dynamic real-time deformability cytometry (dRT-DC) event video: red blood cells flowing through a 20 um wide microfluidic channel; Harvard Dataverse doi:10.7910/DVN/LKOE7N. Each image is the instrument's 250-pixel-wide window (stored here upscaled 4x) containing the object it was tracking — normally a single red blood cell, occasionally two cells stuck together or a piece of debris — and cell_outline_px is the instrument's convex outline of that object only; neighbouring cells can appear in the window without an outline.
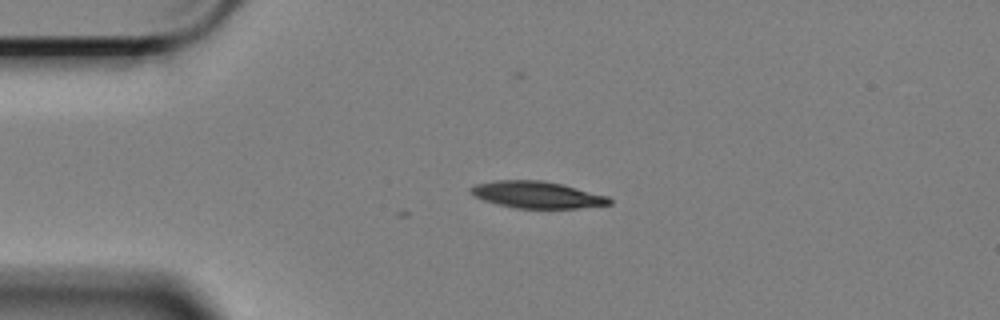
{"species": "Egyptian fruit bat (a non-hibernating species)", "species_latin": "Rousettus aegyptiacus", "temperature_condition": "cold", "stored_images_in_passage": 3, "camera_frame_rate_fps": 3000, "um_per_image_px": 0.085, "animal": {"sex": "female"}, "frame": {"image": 1, "passage_image": 1, "time_ms": 0.0, "image_size_px": [1000, 320], "cell_outline_px": [[612, 204], [580, 208], [516, 208], [496, 204], [472, 196], [468, 192], [468, 188], [476, 184], [496, 180], [540, 180], [560, 184], [608, 196], [612, 200]], "centroid_in_image_um": [45.59, 16.56], "position_along_channel_um": 39.4, "area_um2": 21.68}}